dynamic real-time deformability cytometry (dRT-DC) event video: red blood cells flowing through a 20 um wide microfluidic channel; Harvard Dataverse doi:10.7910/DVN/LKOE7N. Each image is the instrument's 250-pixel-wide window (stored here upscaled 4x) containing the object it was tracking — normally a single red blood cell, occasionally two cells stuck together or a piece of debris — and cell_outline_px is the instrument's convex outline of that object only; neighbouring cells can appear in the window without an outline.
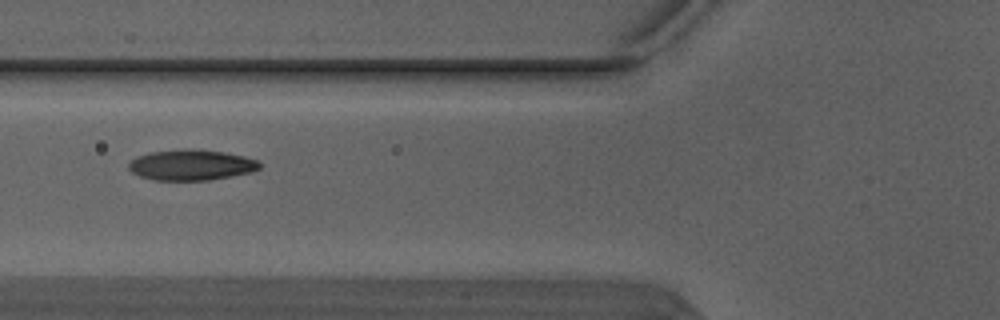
{"species": "Egyptian fruit bat (a non-hibernating species)", "species_latin": "Rousettus aegyptiacus", "temperature_condition": "warm", "stored_images_in_passage": 4, "camera_frame_rate_fps": 3000, "um_per_image_px": 0.085, "animal": {"sex": "male"}, "frame": {"image": 1, "passage_image": 3, "time_ms": 0.667, "image_size_px": [1000, 320], "cell_outline_px": [[260, 168], [248, 172], [208, 180], [152, 180], [140, 176], [132, 172], [128, 168], [128, 160], [136, 156], [152, 152], [184, 148], [192, 148], [224, 152], [244, 156], [256, 160], [260, 164]], "centroid_in_image_um": [16.18, 14.01], "position_along_channel_um": 109.6, "area_um2": 23.35}}